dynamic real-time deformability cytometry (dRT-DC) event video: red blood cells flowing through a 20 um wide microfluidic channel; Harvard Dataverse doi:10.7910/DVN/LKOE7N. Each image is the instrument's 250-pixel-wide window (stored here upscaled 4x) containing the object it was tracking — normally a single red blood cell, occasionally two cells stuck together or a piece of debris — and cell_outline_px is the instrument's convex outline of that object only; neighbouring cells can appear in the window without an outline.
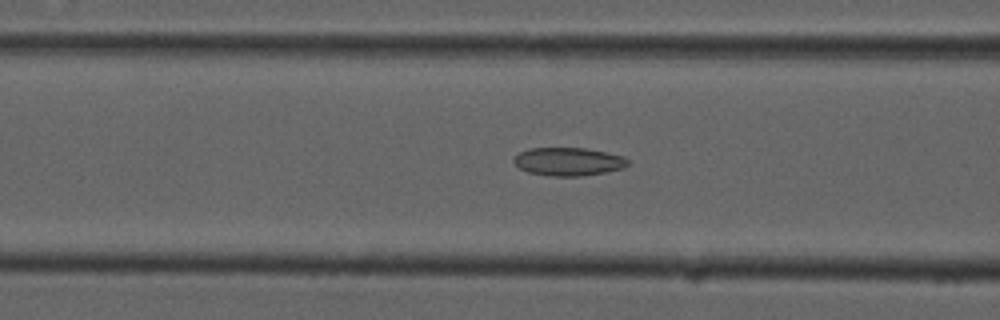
{"species": "common noctule bat (a hibernating species)", "species_latin": "Nyctalus noctula", "temperature_condition": "cold", "stored_images_in_passage": 43, "camera_frame_rate_fps": 3000, "um_per_image_px": 0.085, "animal": {"sex": "male", "forearm_length_mm": 52.5}, "frame": {"image": 1, "passage_image": 13, "time_ms": 4.0, "image_size_px": [1000, 320], "cell_outline_px": [[628, 164], [624, 168], [604, 172], [580, 176], [552, 176], [528, 172], [520, 168], [512, 160], [520, 152], [528, 148], [584, 148], [624, 156], [628, 160]], "centroid_in_image_um": [48.31, 13.73], "position_along_channel_um": 118.3, "area_um2": 18.55}}
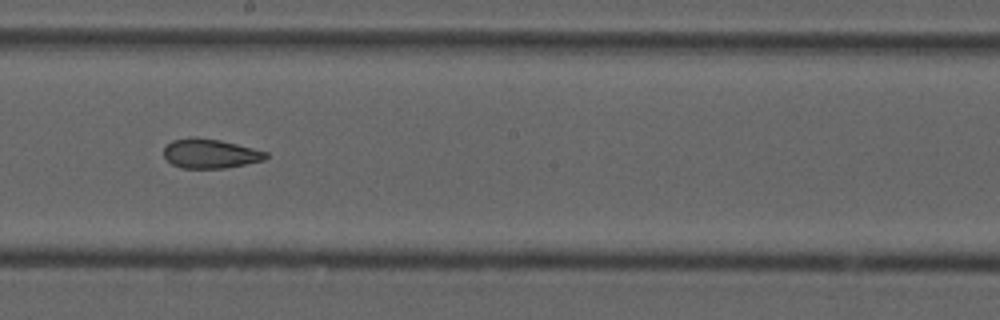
{"frame": {"image": 2, "passage_image": 22, "time_ms": 7.0, "image_size_px": [1000, 320], "cell_outline_px": [[268, 156], [264, 160], [224, 168], [180, 168], [172, 164], [164, 156], [164, 148], [172, 140], [192, 136], [196, 136], [220, 140], [268, 152]], "centroid_in_image_um": [17.84, 13.04], "position_along_channel_um": 230.4, "area_um2": 17.46}}
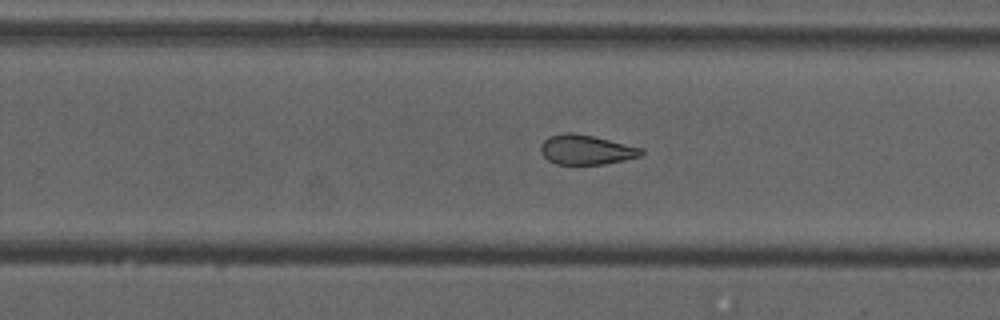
{"frame": {"image": 3, "passage_image": 26, "time_ms": 8.333, "image_size_px": [1000, 320], "cell_outline_px": [[644, 152], [640, 156], [624, 160], [604, 164], [556, 164], [548, 160], [540, 152], [540, 148], [544, 140], [548, 136], [564, 132], [576, 132], [644, 148]], "centroid_in_image_um": [49.82, 12.71], "position_along_channel_um": 280.0, "area_um2": 17.51}, "authors_computed_cell_mechanics": {"area_um2": 19.4208, "velocity_mm_per_s": 3.7362, "shape_relaxation_time_tau1_ms": null, "shape_relaxation_time_tau2_ms": 2.5339, "deformation_change_tau1": null, "deformation_change_tau2": 0.0751}}